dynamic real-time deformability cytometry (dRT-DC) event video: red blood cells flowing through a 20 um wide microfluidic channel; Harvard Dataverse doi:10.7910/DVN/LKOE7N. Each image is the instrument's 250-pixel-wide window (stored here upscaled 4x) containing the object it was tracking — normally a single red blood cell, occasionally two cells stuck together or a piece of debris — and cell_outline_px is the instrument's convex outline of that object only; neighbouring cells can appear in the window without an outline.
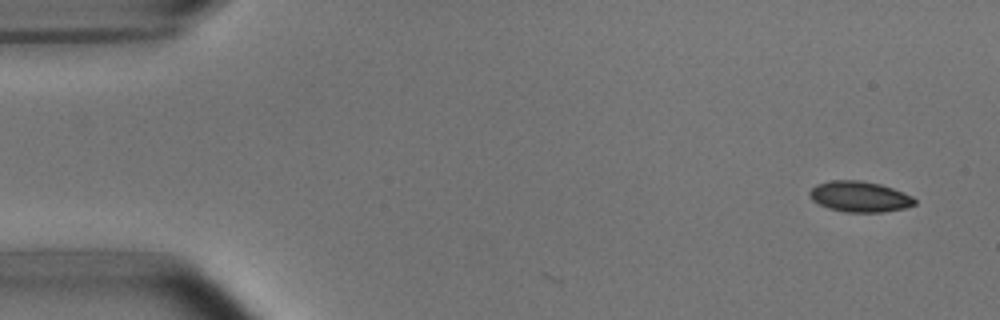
{"species": "common noctule bat (a hibernating species)", "species_latin": "Nyctalus noctula", "temperature_condition": "room temperature", "stored_images_in_passage": 3, "camera_frame_rate_fps": 3000, "um_per_image_px": 0.085, "animal": {"sex": "male", "body_mass_g": 15.6}, "frame": {"image": 1, "passage_image": 1, "time_ms": 0.0, "image_size_px": [1000, 320], "cell_outline_px": [[916, 204], [904, 208], [884, 212], [844, 212], [828, 208], [812, 200], [808, 196], [808, 192], [816, 184], [832, 180], [860, 180], [880, 184], [892, 188], [912, 196], [916, 200]], "centroid_in_image_um": [73.05, 16.71], "position_along_channel_um": 12.0, "area_um2": 18.84}}